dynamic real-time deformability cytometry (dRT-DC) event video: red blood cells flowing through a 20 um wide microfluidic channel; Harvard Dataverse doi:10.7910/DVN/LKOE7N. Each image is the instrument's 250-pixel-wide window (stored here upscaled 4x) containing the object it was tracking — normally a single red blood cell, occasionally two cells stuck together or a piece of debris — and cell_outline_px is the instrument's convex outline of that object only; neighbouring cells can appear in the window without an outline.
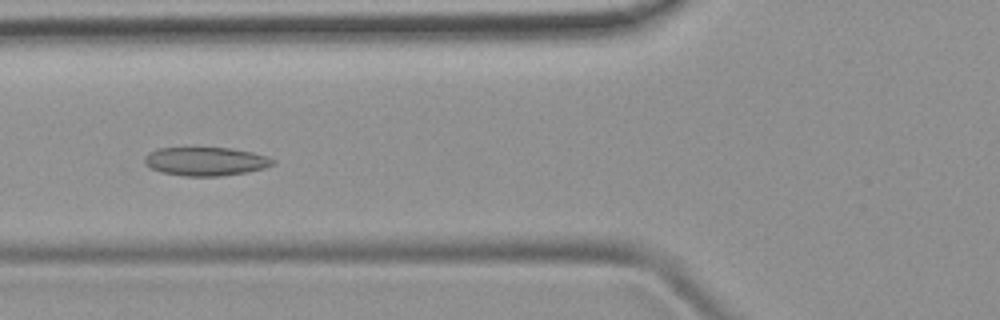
{"species": "common noctule bat (a hibernating species)", "species_latin": "Nyctalus noctula", "temperature_condition": "room temperature", "stored_images_in_passage": 5, "camera_frame_rate_fps": 3000, "um_per_image_px": 0.085, "animal": {"sex": "female", "body_mass_g": 19.9}, "frame": {"image": 1, "passage_image": 5, "time_ms": 4.667, "image_size_px": [1000, 320], "cell_outline_px": [[276, 164], [264, 168], [248, 172], [220, 176], [184, 176], [160, 172], [148, 168], [144, 164], [144, 156], [148, 152], [160, 148], [232, 148], [252, 152], [268, 156], [276, 160]], "centroid_in_image_um": [17.48, 13.72], "position_along_channel_um": 108.3, "area_um2": 21.68}}